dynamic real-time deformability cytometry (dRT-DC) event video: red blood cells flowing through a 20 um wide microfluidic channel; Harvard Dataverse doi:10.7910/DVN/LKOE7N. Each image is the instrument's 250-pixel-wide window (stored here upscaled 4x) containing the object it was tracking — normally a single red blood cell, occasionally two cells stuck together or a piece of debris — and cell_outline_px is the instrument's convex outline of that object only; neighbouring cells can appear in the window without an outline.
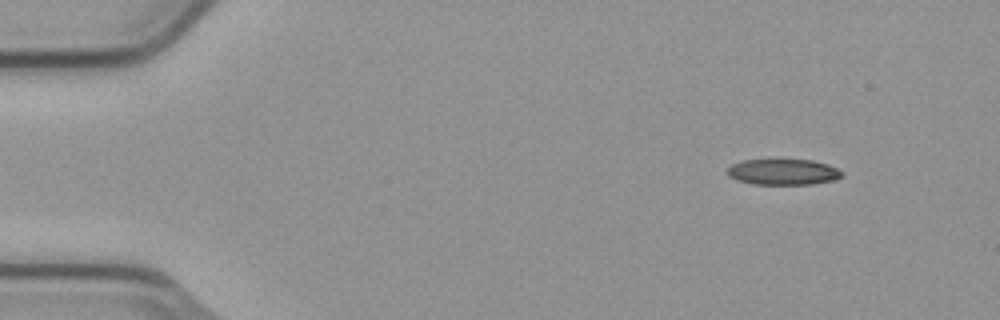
{"species": "common noctule bat (a hibernating species)", "species_latin": "Nyctalus noctula", "temperature_condition": "cold", "stored_images_in_passage": 3, "camera_frame_rate_fps": 3000, "um_per_image_px": 0.085, "animal": {"sex": "male", "body_mass_g": 23.1, "forearm_length_mm": 52.7}, "frame": {"image": 1, "passage_image": 1, "time_ms": 0.0, "image_size_px": [1000, 320], "cell_outline_px": [[844, 176], [836, 180], [812, 184], [752, 184], [736, 180], [728, 176], [728, 168], [732, 164], [740, 160], [812, 160], [828, 164], [844, 172]], "centroid_in_image_um": [66.59, 14.62], "position_along_channel_um": 18.4, "area_um2": 17.4}}